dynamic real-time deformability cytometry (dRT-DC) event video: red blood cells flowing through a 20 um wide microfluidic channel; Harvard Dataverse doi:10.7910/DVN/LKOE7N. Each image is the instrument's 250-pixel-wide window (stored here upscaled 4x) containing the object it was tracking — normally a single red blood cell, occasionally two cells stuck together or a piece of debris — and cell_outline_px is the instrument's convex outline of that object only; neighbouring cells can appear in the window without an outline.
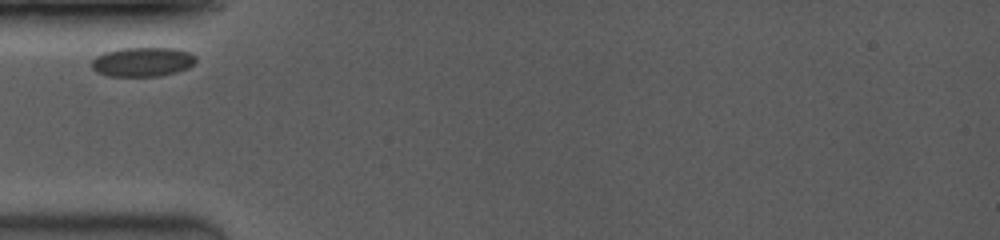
{"species": "common noctule bat (a hibernating species)", "species_latin": "Nyctalus noctula", "temperature_condition": "room temperature", "stored_images_in_passage": 19, "camera_frame_rate_fps": 3500, "um_per_image_px": 0.085, "animal": {"sex": "female", "body_mass_g": 19.0, "forearm_length_mm": 53.3}, "frame": {"image": 1, "passage_image": 1, "time_ms": 0.0, "image_size_px": [1000, 240], "cell_outline_px": [[196, 60], [188, 68], [176, 72], [160, 76], [108, 76], [96, 72], [92, 68], [92, 60], [96, 56], [104, 52], [120, 48], [176, 48], [188, 52], [196, 56]], "centroid_in_image_um": [12.1, 5.26], "position_along_channel_um": 72.9, "area_um2": 17.86}}
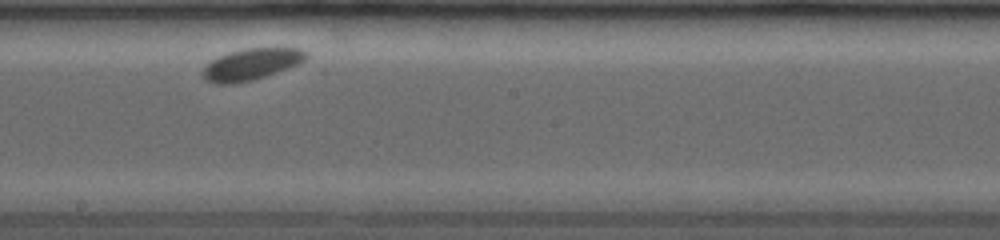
{"frame": {"image": 2, "passage_image": 10, "time_ms": 4.286, "image_size_px": [1000, 240], "cell_outline_px": [[308, 56], [300, 64], [252, 80], [232, 84], [216, 84], [208, 80], [200, 72], [212, 60], [228, 52], [244, 48], [304, 48], [308, 52]], "centroid_in_image_um": [21.4, 5.45], "position_along_channel_um": 226.8, "area_um2": 18.9}}
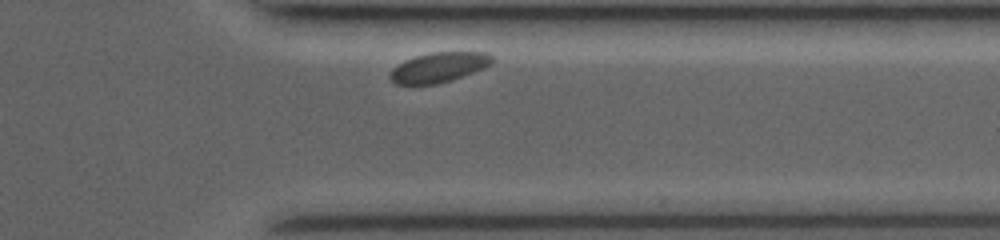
{"frame": {"image": 3, "passage_image": 17, "time_ms": 8.286, "image_size_px": [1000, 240], "cell_outline_px": [[496, 60], [492, 64], [484, 68], [452, 80], [436, 84], [396, 84], [388, 76], [392, 68], [404, 60], [416, 56], [432, 52], [488, 52]], "centroid_in_image_um": [37.33, 5.71], "position_along_channel_um": 374.1, "area_um2": 17.92}}